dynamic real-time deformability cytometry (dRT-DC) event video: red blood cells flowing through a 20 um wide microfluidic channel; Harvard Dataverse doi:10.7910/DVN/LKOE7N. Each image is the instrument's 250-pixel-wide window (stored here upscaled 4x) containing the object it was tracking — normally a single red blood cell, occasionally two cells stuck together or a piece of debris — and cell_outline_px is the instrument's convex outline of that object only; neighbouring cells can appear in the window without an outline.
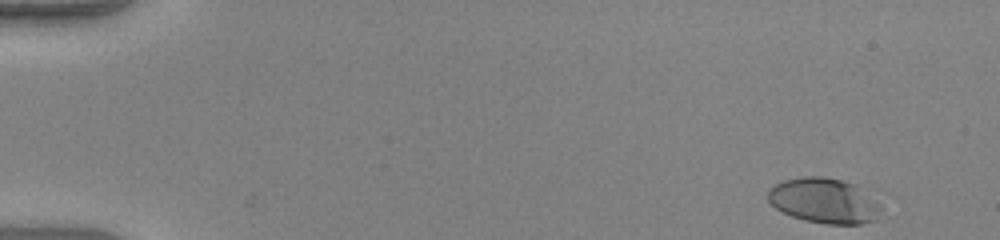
{"species": "human", "species_latin": "Homo sapiens", "temperature_condition": "warm", "stored_images_in_passage": 48, "camera_frame_rate_fps": 3000, "um_per_image_px": 0.085, "donor": {"sex": "female"}, "frame": {"image": 1, "passage_image": 1, "time_ms": 0.0, "image_size_px": [1000, 240], "cell_outline_px": [[880, 208], [876, 220], [860, 224], [828, 224], [804, 220], [792, 216], [776, 208], [768, 200], [768, 188], [784, 180], [804, 176], [820, 176], [840, 180], [856, 184], [880, 204]], "centroid_in_image_um": [70.04, 17.06], "position_along_channel_um": 15.0, "area_um2": 29.59}}
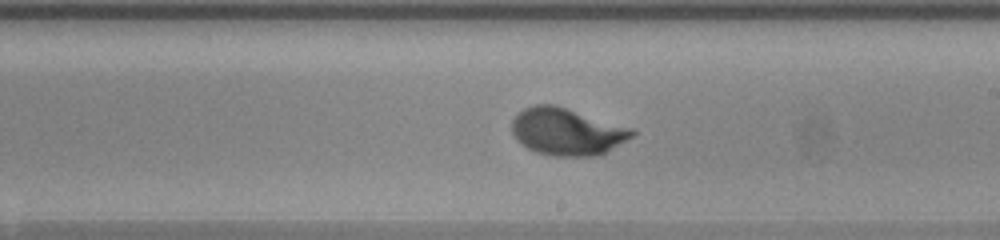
{"frame": {"image": 2, "passage_image": 28, "time_ms": 9.0, "image_size_px": [1000, 240], "cell_outline_px": [[636, 132], [632, 136], [600, 156], [552, 156], [536, 152], [520, 144], [516, 140], [512, 132], [512, 120], [524, 108], [536, 104], [552, 104], [632, 128]], "centroid_in_image_um": [48.16, 11.21], "position_along_channel_um": 240.8, "area_um2": 32.77}}
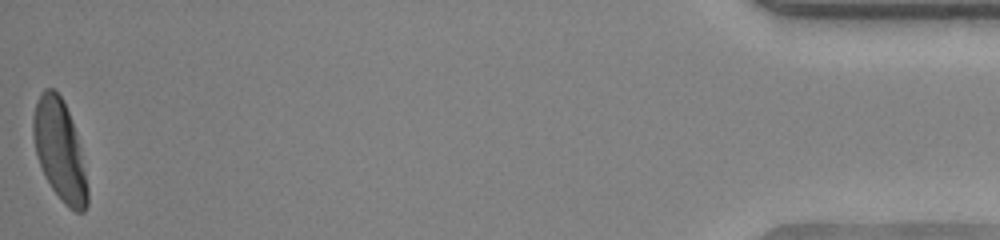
{"frame": {"image": 3, "passage_image": 48, "time_ms": 15.667, "image_size_px": [1000, 240], "cell_outline_px": [[88, 204], [84, 212], [76, 212], [68, 208], [64, 204], [52, 188], [44, 176], [36, 156], [32, 136], [32, 116], [36, 100], [40, 92], [44, 88], [52, 88], [60, 96], [72, 120], [80, 152], [88, 188]], "centroid_in_image_um": [5.03, 12.78], "position_along_channel_um": 430.2, "area_um2": 31.73}, "authors_computed_cell_mechanics": {"area_um2": 31.501, "velocity_mm_per_s": 4.1365, "shape_relaxation_time_tau1_ms": 2.5412, "shape_relaxation_time_tau2_ms": null, "deformation_change_tau1": 0.1837, "deformation_change_tau2": null}}